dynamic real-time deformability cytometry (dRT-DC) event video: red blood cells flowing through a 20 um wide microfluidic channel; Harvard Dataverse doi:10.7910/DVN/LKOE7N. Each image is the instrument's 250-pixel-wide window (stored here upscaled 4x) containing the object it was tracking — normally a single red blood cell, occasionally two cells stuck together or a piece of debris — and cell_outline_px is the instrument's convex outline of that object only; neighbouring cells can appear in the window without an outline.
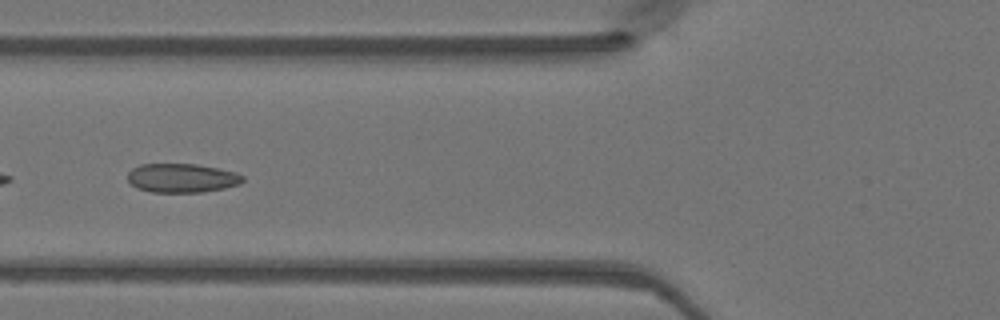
{"species": "Egyptian fruit bat (a non-hibernating species)", "species_latin": "Rousettus aegyptiacus", "temperature_condition": "warm", "stored_images_in_passage": 20, "camera_frame_rate_fps": 3000, "um_per_image_px": 0.085, "animal": {"sex": "female"}, "frame": {"image": 1, "passage_image": 15, "time_ms": 4.667, "image_size_px": [1000, 320], "cell_outline_px": [[244, 180], [240, 184], [224, 188], [200, 192], [152, 192], [140, 188], [132, 184], [128, 180], [128, 172], [132, 168], [140, 164], [196, 164], [236, 172], [244, 176]], "centroid_in_image_um": [15.47, 15.12], "position_along_channel_um": 110.3, "area_um2": 19.31}}